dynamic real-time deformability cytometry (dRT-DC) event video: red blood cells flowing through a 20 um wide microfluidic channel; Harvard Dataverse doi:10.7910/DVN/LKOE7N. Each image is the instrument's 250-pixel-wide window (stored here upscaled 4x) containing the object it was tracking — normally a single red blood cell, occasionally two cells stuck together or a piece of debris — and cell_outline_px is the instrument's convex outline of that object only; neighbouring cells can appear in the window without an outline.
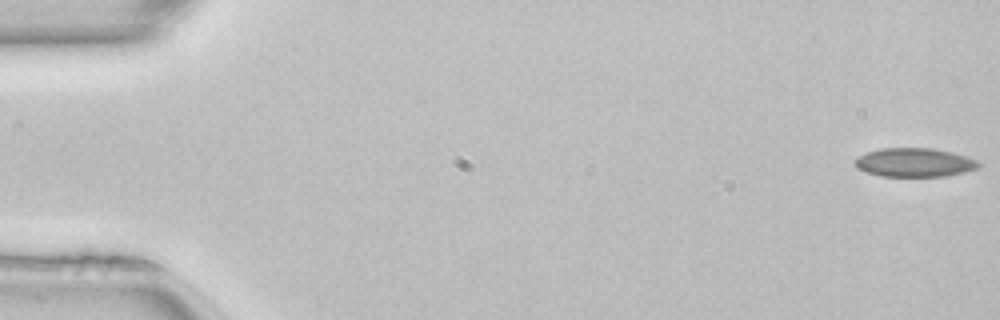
{"species": "common noctule bat (a hibernating species)", "species_latin": "Nyctalus noctula", "temperature_condition": "room temperature", "stored_images_in_passage": 49, "camera_frame_rate_fps": 3000, "um_per_image_px": 0.085, "animal": {"sex": "female", "body_mass_g": 22.7, "forearm_length_mm": 54.2}, "frame": {"image": 1, "passage_image": 1, "time_ms": 0.0, "image_size_px": [1000, 320], "cell_outline_px": [[980, 164], [976, 168], [964, 172], [944, 176], [880, 176], [856, 168], [852, 160], [856, 156], [880, 148], [932, 148], [980, 160]], "centroid_in_image_um": [77.67, 13.81], "position_along_channel_um": 7.3, "area_um2": 20.69}}
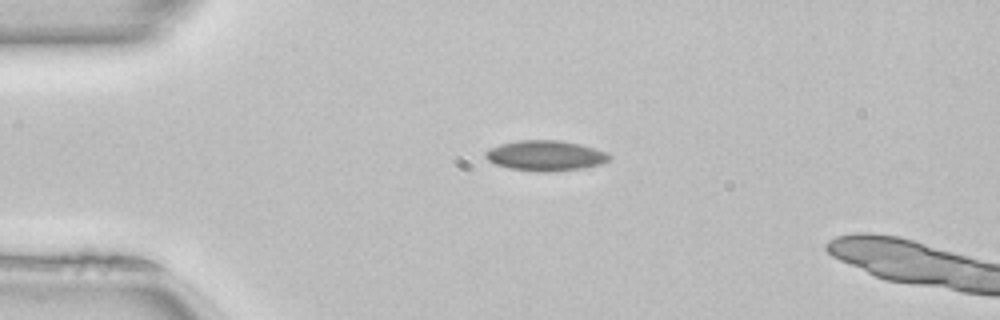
{"frame": {"image": 2, "passage_image": 12, "time_ms": 3.667, "image_size_px": [1000, 320], "cell_outline_px": [[612, 160], [604, 164], [580, 168], [544, 172], [508, 168], [496, 164], [488, 160], [484, 156], [484, 152], [488, 148], [500, 144], [516, 140], [560, 140], [580, 144], [596, 148], [608, 152], [612, 156]], "centroid_in_image_um": [46.4, 13.21], "position_along_channel_um": 38.6, "area_um2": 22.14}}
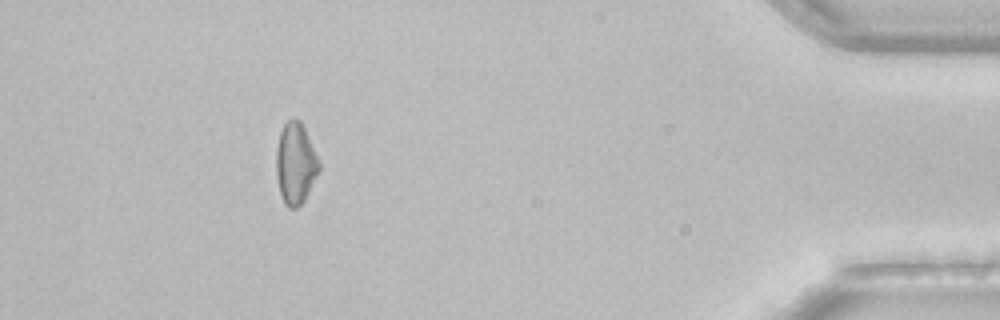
{"frame": {"image": 3, "passage_image": 46, "time_ms": 15.0, "image_size_px": [1000, 320], "cell_outline_px": [[320, 168], [304, 200], [296, 208], [288, 208], [284, 204], [280, 192], [276, 176], [276, 148], [280, 132], [284, 124], [292, 116], [300, 120], [304, 128], [320, 164]], "centroid_in_image_um": [25.09, 13.88], "position_along_channel_um": 410.1, "area_um2": 20.11}, "authors_computed_cell_mechanics": {"area_um2": 20.7502, "velocity_mm_per_s": 4.0706, "shape_relaxation_time_tau1_ms": 6.5136, "shape_relaxation_time_tau2_ms": null, "deformation_change_tau1": 0.1138, "deformation_change_tau2": null}}